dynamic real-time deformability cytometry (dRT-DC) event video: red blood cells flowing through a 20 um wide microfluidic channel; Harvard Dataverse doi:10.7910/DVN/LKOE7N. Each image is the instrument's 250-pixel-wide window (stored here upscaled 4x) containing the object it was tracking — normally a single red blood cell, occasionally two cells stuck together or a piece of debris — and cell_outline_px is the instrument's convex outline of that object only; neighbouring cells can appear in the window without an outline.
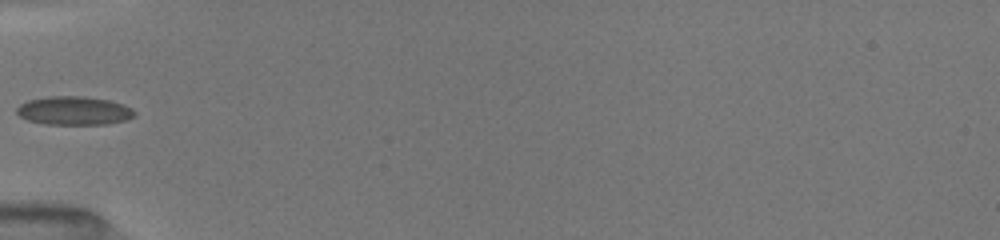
{"species": "common noctule bat (a hibernating species)", "species_latin": "Nyctalus noctula", "temperature_condition": "room temperature", "stored_images_in_passage": 6, "camera_frame_rate_fps": 3000, "um_per_image_px": 0.085, "animal": {"sex": "female", "body_mass_g": 19.5, "forearm_length_mm": 54.1}, "frame": {"image": 1, "passage_image": 1, "time_ms": 0.0, "image_size_px": [1000, 240], "cell_outline_px": [[136, 116], [128, 120], [104, 124], [44, 124], [28, 120], [20, 116], [16, 112], [16, 108], [20, 104], [28, 100], [48, 96], [84, 96], [108, 100], [124, 104], [132, 108], [136, 112]], "centroid_in_image_um": [6.32, 9.4], "position_along_channel_um": 78.7, "area_um2": 19.77}}